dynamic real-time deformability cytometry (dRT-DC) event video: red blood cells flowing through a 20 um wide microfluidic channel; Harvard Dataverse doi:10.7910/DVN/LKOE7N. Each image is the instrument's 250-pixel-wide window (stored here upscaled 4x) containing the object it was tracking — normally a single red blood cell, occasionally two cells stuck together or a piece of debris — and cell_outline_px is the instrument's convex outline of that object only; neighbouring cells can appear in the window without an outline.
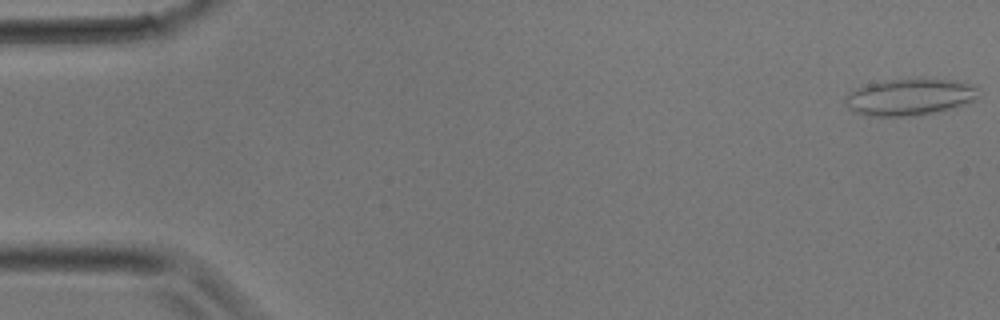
{"species": "common noctule bat (a hibernating species)", "species_latin": "Nyctalus noctula", "temperature_condition": "room temperature", "stored_images_in_passage": 7, "camera_frame_rate_fps": 3000, "um_per_image_px": 0.085, "animal": {"sex": "male", "body_mass_g": 17.9}, "frame": {"image": 1, "passage_image": 1, "time_ms": 0.0, "image_size_px": [1000, 320], "cell_outline_px": [[976, 96], [972, 100], [936, 112], [920, 116], [864, 116], [848, 108], [844, 100], [844, 96], [848, 92], [856, 88], [868, 84], [888, 80], [956, 80], [968, 84], [976, 88]], "centroid_in_image_um": [77.2, 8.27], "position_along_channel_um": 7.8, "area_um2": 27.86}}